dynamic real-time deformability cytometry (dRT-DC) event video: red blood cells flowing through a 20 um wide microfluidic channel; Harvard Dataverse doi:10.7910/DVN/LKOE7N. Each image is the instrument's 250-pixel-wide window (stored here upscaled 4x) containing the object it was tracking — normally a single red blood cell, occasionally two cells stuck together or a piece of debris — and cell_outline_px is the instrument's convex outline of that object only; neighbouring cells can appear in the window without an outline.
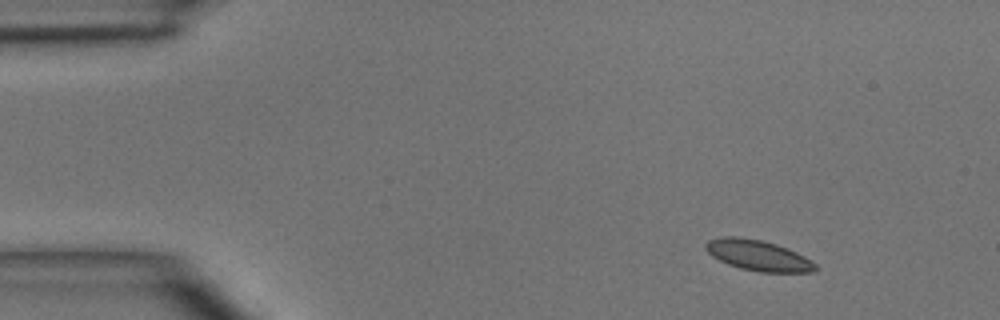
{"species": "common noctule bat (a hibernating species)", "species_latin": "Nyctalus noctula", "temperature_condition": "room temperature", "stored_images_in_passage": 3, "camera_frame_rate_fps": 3000, "um_per_image_px": 0.085, "animal": {"sex": "male", "body_mass_g": 15.6}, "frame": {"image": 1, "passage_image": 1, "time_ms": 0.0, "image_size_px": [1000, 320], "cell_outline_px": [[816, 268], [812, 272], [760, 272], [740, 268], [728, 264], [712, 256], [704, 248], [704, 244], [708, 240], [724, 236], [736, 236], [760, 240], [776, 244], [788, 248], [804, 256], [816, 264]], "centroid_in_image_um": [64.41, 21.7], "position_along_channel_um": 20.6, "area_um2": 19.48}}